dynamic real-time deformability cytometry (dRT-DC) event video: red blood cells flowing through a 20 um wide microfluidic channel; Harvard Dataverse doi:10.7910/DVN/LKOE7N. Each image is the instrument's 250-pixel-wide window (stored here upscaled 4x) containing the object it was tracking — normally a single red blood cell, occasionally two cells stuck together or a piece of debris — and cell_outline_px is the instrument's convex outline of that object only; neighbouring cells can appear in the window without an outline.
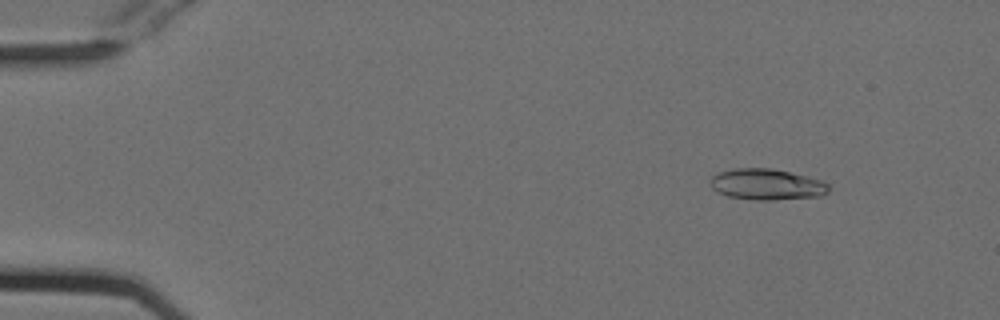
{"species": "Egyptian fruit bat (a non-hibernating species)", "species_latin": "Rousettus aegyptiacus", "temperature_condition": "cold", "stored_images_in_passage": 54, "camera_frame_rate_fps": 3000, "um_per_image_px": 0.085, "animal": {"sex": "female"}, "frame": {"image": 1, "passage_image": 7, "time_ms": 2.0, "image_size_px": [1000, 320], "cell_outline_px": [[828, 192], [820, 196], [772, 200], [752, 200], [728, 196], [716, 192], [712, 188], [712, 176], [720, 172], [732, 168], [772, 168], [824, 180], [828, 184]], "centroid_in_image_um": [65.18, 15.67], "position_along_channel_um": 19.8, "area_um2": 21.44}}
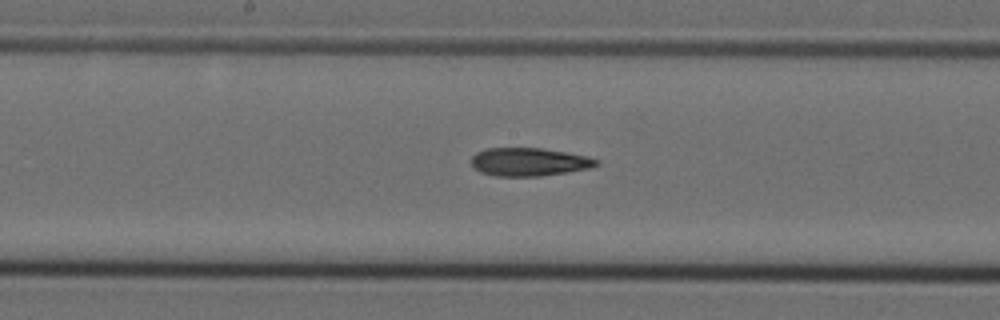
{"frame": {"image": 2, "passage_image": 29, "time_ms": 9.333, "image_size_px": [1000, 320], "cell_outline_px": [[600, 164], [588, 168], [568, 172], [540, 176], [496, 176], [480, 172], [472, 164], [472, 156], [476, 152], [488, 148], [540, 148], [568, 152], [588, 156], [600, 160]], "centroid_in_image_um": [45.01, 13.76], "position_along_channel_um": 203.2, "area_um2": 20.58}}
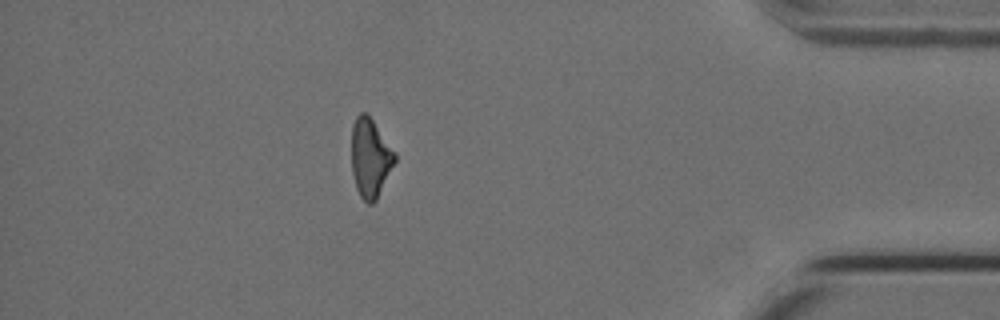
{"frame": {"image": 3, "passage_image": 48, "time_ms": 15.667, "image_size_px": [1000, 320], "cell_outline_px": [[396, 160], [376, 200], [372, 204], [368, 204], [360, 196], [356, 188], [352, 172], [352, 124], [356, 116], [360, 112], [368, 112], [396, 152]], "centroid_in_image_um": [31.47, 13.37], "position_along_channel_um": 403.7, "area_um2": 20.11}, "authors_computed_cell_mechanics": {"area_um2": 20.7213, "velocity_mm_per_s": 3.8093, "shape_relaxation_time_tau1_ms": null, "shape_relaxation_time_tau2_ms": 7.1783, "deformation_change_tau1": null, "deformation_change_tau2": 0.1894}}